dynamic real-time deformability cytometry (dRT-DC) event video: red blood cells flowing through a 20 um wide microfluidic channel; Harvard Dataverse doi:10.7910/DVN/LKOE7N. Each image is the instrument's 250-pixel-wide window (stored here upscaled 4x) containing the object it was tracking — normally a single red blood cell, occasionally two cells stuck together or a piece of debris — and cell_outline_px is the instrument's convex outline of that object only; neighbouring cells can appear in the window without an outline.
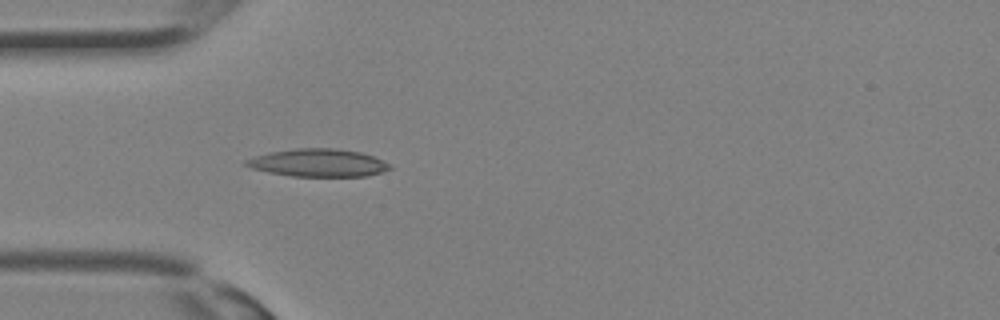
{"species": "Egyptian fruit bat (a non-hibernating species)", "species_latin": "Rousettus aegyptiacus", "temperature_condition": "room temperature", "stored_images_in_passage": 8, "camera_frame_rate_fps": 3000, "um_per_image_px": 0.085, "animal": {"sex": "female"}, "frame": {"image": 1, "passage_image": 2, "time_ms": 0.333, "image_size_px": [1000, 320], "cell_outline_px": [[392, 168], [384, 172], [368, 176], [292, 176], [268, 172], [252, 168], [244, 164], [244, 160], [256, 156], [272, 152], [296, 148], [336, 148], [360, 152], [372, 156], [392, 164]], "centroid_in_image_um": [27.1, 13.84], "position_along_channel_um": 57.9, "area_um2": 23.24}}
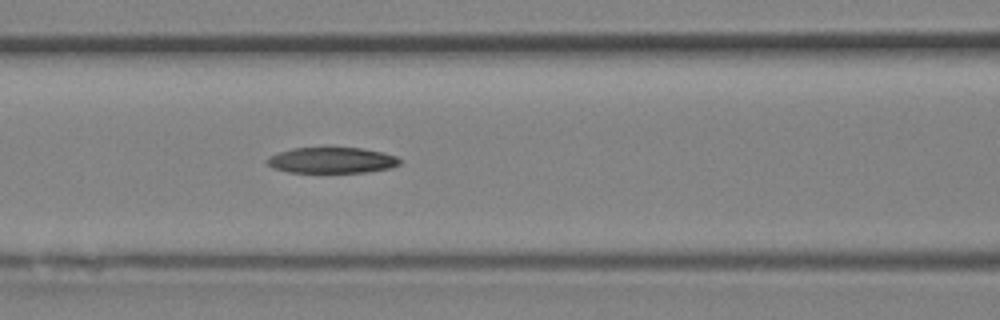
{"frame": {"image": 2, "passage_image": 6, "time_ms": 1.667, "image_size_px": [1000, 320], "cell_outline_px": [[400, 164], [392, 168], [368, 172], [288, 172], [272, 168], [264, 160], [268, 156], [292, 148], [364, 148], [384, 152], [396, 156], [400, 160]], "centroid_in_image_um": [28.21, 13.62], "position_along_channel_um": 138.4, "area_um2": 20.11}}
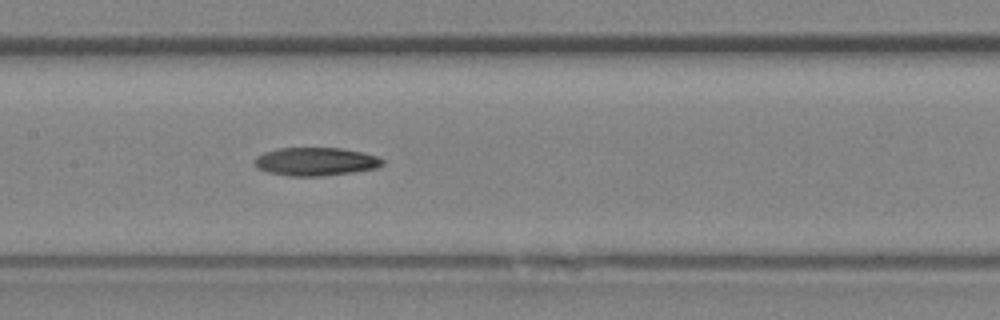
{"frame": {"image": 3, "passage_image": 8, "time_ms": 2.333, "image_size_px": [1000, 320], "cell_outline_px": [[384, 164], [376, 168], [352, 172], [324, 176], [288, 176], [268, 172], [256, 168], [256, 156], [264, 152], [280, 148], [340, 148], [364, 152], [376, 156], [384, 160]], "centroid_in_image_um": [26.84, 13.73], "position_along_channel_um": 180.6, "area_um2": 21.04}}